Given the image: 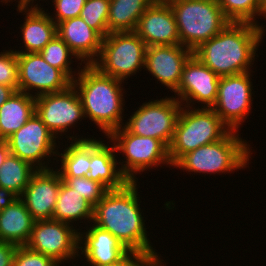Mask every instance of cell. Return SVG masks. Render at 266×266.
I'll list each match as a JSON object with an SVG mask.
<instances>
[{
    "label": "cell",
    "mask_w": 266,
    "mask_h": 266,
    "mask_svg": "<svg viewBox=\"0 0 266 266\" xmlns=\"http://www.w3.org/2000/svg\"><path fill=\"white\" fill-rule=\"evenodd\" d=\"M137 186V181H129L123 188L108 190L94 206L92 223L109 231L129 251L159 255L147 235Z\"/></svg>",
    "instance_id": "obj_1"
},
{
    "label": "cell",
    "mask_w": 266,
    "mask_h": 266,
    "mask_svg": "<svg viewBox=\"0 0 266 266\" xmlns=\"http://www.w3.org/2000/svg\"><path fill=\"white\" fill-rule=\"evenodd\" d=\"M265 26L247 22H229L216 36L203 42L193 54L218 76L251 70L256 52L265 35Z\"/></svg>",
    "instance_id": "obj_2"
},
{
    "label": "cell",
    "mask_w": 266,
    "mask_h": 266,
    "mask_svg": "<svg viewBox=\"0 0 266 266\" xmlns=\"http://www.w3.org/2000/svg\"><path fill=\"white\" fill-rule=\"evenodd\" d=\"M72 84L80 96L85 119L89 118L105 136L124 125V81L90 64L81 68Z\"/></svg>",
    "instance_id": "obj_3"
},
{
    "label": "cell",
    "mask_w": 266,
    "mask_h": 266,
    "mask_svg": "<svg viewBox=\"0 0 266 266\" xmlns=\"http://www.w3.org/2000/svg\"><path fill=\"white\" fill-rule=\"evenodd\" d=\"M238 131L231 130L223 139L184 154L172 167L196 174H228L244 169L252 155L250 144ZM248 163V164H247Z\"/></svg>",
    "instance_id": "obj_4"
},
{
    "label": "cell",
    "mask_w": 266,
    "mask_h": 266,
    "mask_svg": "<svg viewBox=\"0 0 266 266\" xmlns=\"http://www.w3.org/2000/svg\"><path fill=\"white\" fill-rule=\"evenodd\" d=\"M175 16L180 45L194 51L230 22L217 0H166Z\"/></svg>",
    "instance_id": "obj_5"
},
{
    "label": "cell",
    "mask_w": 266,
    "mask_h": 266,
    "mask_svg": "<svg viewBox=\"0 0 266 266\" xmlns=\"http://www.w3.org/2000/svg\"><path fill=\"white\" fill-rule=\"evenodd\" d=\"M182 106L168 147L172 166L186 153L223 139L231 129L212 108Z\"/></svg>",
    "instance_id": "obj_6"
},
{
    "label": "cell",
    "mask_w": 266,
    "mask_h": 266,
    "mask_svg": "<svg viewBox=\"0 0 266 266\" xmlns=\"http://www.w3.org/2000/svg\"><path fill=\"white\" fill-rule=\"evenodd\" d=\"M106 138L114 144L116 153L124 154L123 159L126 160H120L118 164L119 167L121 164L120 170L130 182H138L137 173L150 171L151 168L161 165L172 166L168 147L159 139L135 135L124 125Z\"/></svg>",
    "instance_id": "obj_7"
},
{
    "label": "cell",
    "mask_w": 266,
    "mask_h": 266,
    "mask_svg": "<svg viewBox=\"0 0 266 266\" xmlns=\"http://www.w3.org/2000/svg\"><path fill=\"white\" fill-rule=\"evenodd\" d=\"M146 48L135 32L109 33L103 38L100 54L92 65L105 75L126 81L144 69Z\"/></svg>",
    "instance_id": "obj_8"
},
{
    "label": "cell",
    "mask_w": 266,
    "mask_h": 266,
    "mask_svg": "<svg viewBox=\"0 0 266 266\" xmlns=\"http://www.w3.org/2000/svg\"><path fill=\"white\" fill-rule=\"evenodd\" d=\"M182 106L175 96L144 102L124 126L135 135L159 139L169 147Z\"/></svg>",
    "instance_id": "obj_9"
},
{
    "label": "cell",
    "mask_w": 266,
    "mask_h": 266,
    "mask_svg": "<svg viewBox=\"0 0 266 266\" xmlns=\"http://www.w3.org/2000/svg\"><path fill=\"white\" fill-rule=\"evenodd\" d=\"M56 140L58 139L36 113L18 131L6 139L10 153L28 162L37 170L53 168L49 164L52 162L51 160L54 164L56 158L52 159V157H56L58 148H60L57 146Z\"/></svg>",
    "instance_id": "obj_10"
},
{
    "label": "cell",
    "mask_w": 266,
    "mask_h": 266,
    "mask_svg": "<svg viewBox=\"0 0 266 266\" xmlns=\"http://www.w3.org/2000/svg\"><path fill=\"white\" fill-rule=\"evenodd\" d=\"M76 225L46 219L35 220L26 244L30 250L52 258L58 264L82 257L78 253L79 230ZM63 262V263H62Z\"/></svg>",
    "instance_id": "obj_11"
},
{
    "label": "cell",
    "mask_w": 266,
    "mask_h": 266,
    "mask_svg": "<svg viewBox=\"0 0 266 266\" xmlns=\"http://www.w3.org/2000/svg\"><path fill=\"white\" fill-rule=\"evenodd\" d=\"M35 113L58 138L59 144L62 134L67 135L70 128L85 119L80 96L73 84L63 91L36 97Z\"/></svg>",
    "instance_id": "obj_12"
},
{
    "label": "cell",
    "mask_w": 266,
    "mask_h": 266,
    "mask_svg": "<svg viewBox=\"0 0 266 266\" xmlns=\"http://www.w3.org/2000/svg\"><path fill=\"white\" fill-rule=\"evenodd\" d=\"M251 72L220 77L217 99L212 109L233 131L239 132L252 109L254 86Z\"/></svg>",
    "instance_id": "obj_13"
},
{
    "label": "cell",
    "mask_w": 266,
    "mask_h": 266,
    "mask_svg": "<svg viewBox=\"0 0 266 266\" xmlns=\"http://www.w3.org/2000/svg\"><path fill=\"white\" fill-rule=\"evenodd\" d=\"M17 59L20 92L36 98L63 91L72 85V81L61 70L48 64L40 53H17Z\"/></svg>",
    "instance_id": "obj_14"
},
{
    "label": "cell",
    "mask_w": 266,
    "mask_h": 266,
    "mask_svg": "<svg viewBox=\"0 0 266 266\" xmlns=\"http://www.w3.org/2000/svg\"><path fill=\"white\" fill-rule=\"evenodd\" d=\"M219 81L220 76L193 54L184 65L180 83L174 91L175 98L183 106L194 108V103H201V108H212L217 99Z\"/></svg>",
    "instance_id": "obj_15"
},
{
    "label": "cell",
    "mask_w": 266,
    "mask_h": 266,
    "mask_svg": "<svg viewBox=\"0 0 266 266\" xmlns=\"http://www.w3.org/2000/svg\"><path fill=\"white\" fill-rule=\"evenodd\" d=\"M193 51L182 45L148 46L145 53L144 70L174 92L181 80L185 63Z\"/></svg>",
    "instance_id": "obj_16"
},
{
    "label": "cell",
    "mask_w": 266,
    "mask_h": 266,
    "mask_svg": "<svg viewBox=\"0 0 266 266\" xmlns=\"http://www.w3.org/2000/svg\"><path fill=\"white\" fill-rule=\"evenodd\" d=\"M134 32L147 47L180 44L175 16L166 0H155L139 18Z\"/></svg>",
    "instance_id": "obj_17"
},
{
    "label": "cell",
    "mask_w": 266,
    "mask_h": 266,
    "mask_svg": "<svg viewBox=\"0 0 266 266\" xmlns=\"http://www.w3.org/2000/svg\"><path fill=\"white\" fill-rule=\"evenodd\" d=\"M54 169L37 170L20 197L35 220L53 218L58 192L63 181L59 172Z\"/></svg>",
    "instance_id": "obj_18"
},
{
    "label": "cell",
    "mask_w": 266,
    "mask_h": 266,
    "mask_svg": "<svg viewBox=\"0 0 266 266\" xmlns=\"http://www.w3.org/2000/svg\"><path fill=\"white\" fill-rule=\"evenodd\" d=\"M89 227L87 231L80 229L78 243V254L83 255L88 266L116 263L129 252L109 231L93 223Z\"/></svg>",
    "instance_id": "obj_19"
},
{
    "label": "cell",
    "mask_w": 266,
    "mask_h": 266,
    "mask_svg": "<svg viewBox=\"0 0 266 266\" xmlns=\"http://www.w3.org/2000/svg\"><path fill=\"white\" fill-rule=\"evenodd\" d=\"M57 35L85 65L93 64L97 60L103 37L80 16L58 23Z\"/></svg>",
    "instance_id": "obj_20"
},
{
    "label": "cell",
    "mask_w": 266,
    "mask_h": 266,
    "mask_svg": "<svg viewBox=\"0 0 266 266\" xmlns=\"http://www.w3.org/2000/svg\"><path fill=\"white\" fill-rule=\"evenodd\" d=\"M115 152L114 144L109 146L104 140L90 139V169L87 177L100 182L107 190L123 188L129 182L120 170Z\"/></svg>",
    "instance_id": "obj_21"
},
{
    "label": "cell",
    "mask_w": 266,
    "mask_h": 266,
    "mask_svg": "<svg viewBox=\"0 0 266 266\" xmlns=\"http://www.w3.org/2000/svg\"><path fill=\"white\" fill-rule=\"evenodd\" d=\"M24 13L25 20L21 26L23 40L22 50H14L16 53H39L56 35L57 24L49 16L45 8L17 9ZM25 47V48H24ZM24 48V49H23Z\"/></svg>",
    "instance_id": "obj_22"
},
{
    "label": "cell",
    "mask_w": 266,
    "mask_h": 266,
    "mask_svg": "<svg viewBox=\"0 0 266 266\" xmlns=\"http://www.w3.org/2000/svg\"><path fill=\"white\" fill-rule=\"evenodd\" d=\"M34 222L35 219L27 210L25 203L18 197L0 211V241L26 246Z\"/></svg>",
    "instance_id": "obj_23"
},
{
    "label": "cell",
    "mask_w": 266,
    "mask_h": 266,
    "mask_svg": "<svg viewBox=\"0 0 266 266\" xmlns=\"http://www.w3.org/2000/svg\"><path fill=\"white\" fill-rule=\"evenodd\" d=\"M35 113V97L15 91L0 106V139L6 140L18 131Z\"/></svg>",
    "instance_id": "obj_24"
},
{
    "label": "cell",
    "mask_w": 266,
    "mask_h": 266,
    "mask_svg": "<svg viewBox=\"0 0 266 266\" xmlns=\"http://www.w3.org/2000/svg\"><path fill=\"white\" fill-rule=\"evenodd\" d=\"M68 135L62 138L67 137V140L70 139L72 142L61 153L57 151L56 163H59L58 159H60L61 168L58 169L56 166L55 168L61 177H85L90 169V139L92 138Z\"/></svg>",
    "instance_id": "obj_25"
},
{
    "label": "cell",
    "mask_w": 266,
    "mask_h": 266,
    "mask_svg": "<svg viewBox=\"0 0 266 266\" xmlns=\"http://www.w3.org/2000/svg\"><path fill=\"white\" fill-rule=\"evenodd\" d=\"M93 216L94 206L62 181L52 219L74 227V223L83 219L92 223Z\"/></svg>",
    "instance_id": "obj_26"
},
{
    "label": "cell",
    "mask_w": 266,
    "mask_h": 266,
    "mask_svg": "<svg viewBox=\"0 0 266 266\" xmlns=\"http://www.w3.org/2000/svg\"><path fill=\"white\" fill-rule=\"evenodd\" d=\"M155 0H110L108 31L134 32L139 18Z\"/></svg>",
    "instance_id": "obj_27"
},
{
    "label": "cell",
    "mask_w": 266,
    "mask_h": 266,
    "mask_svg": "<svg viewBox=\"0 0 266 266\" xmlns=\"http://www.w3.org/2000/svg\"><path fill=\"white\" fill-rule=\"evenodd\" d=\"M36 171L31 164L9 153L0 167V188L10 190L17 197H21Z\"/></svg>",
    "instance_id": "obj_28"
},
{
    "label": "cell",
    "mask_w": 266,
    "mask_h": 266,
    "mask_svg": "<svg viewBox=\"0 0 266 266\" xmlns=\"http://www.w3.org/2000/svg\"><path fill=\"white\" fill-rule=\"evenodd\" d=\"M39 53L48 64L61 70L71 81L74 80L79 74V70H81L80 66L82 62H79L77 66L79 68L77 70L78 72L73 71L74 68L70 66L74 62L72 59L75 58L78 61L80 60L58 35H56Z\"/></svg>",
    "instance_id": "obj_29"
},
{
    "label": "cell",
    "mask_w": 266,
    "mask_h": 266,
    "mask_svg": "<svg viewBox=\"0 0 266 266\" xmlns=\"http://www.w3.org/2000/svg\"><path fill=\"white\" fill-rule=\"evenodd\" d=\"M217 2L230 22L260 25L256 20L257 16H260V0H217Z\"/></svg>",
    "instance_id": "obj_30"
},
{
    "label": "cell",
    "mask_w": 266,
    "mask_h": 266,
    "mask_svg": "<svg viewBox=\"0 0 266 266\" xmlns=\"http://www.w3.org/2000/svg\"><path fill=\"white\" fill-rule=\"evenodd\" d=\"M109 8L110 0H87L79 16L105 38L109 34Z\"/></svg>",
    "instance_id": "obj_31"
},
{
    "label": "cell",
    "mask_w": 266,
    "mask_h": 266,
    "mask_svg": "<svg viewBox=\"0 0 266 266\" xmlns=\"http://www.w3.org/2000/svg\"><path fill=\"white\" fill-rule=\"evenodd\" d=\"M63 182L95 206L108 191L100 182L85 177H61Z\"/></svg>",
    "instance_id": "obj_32"
},
{
    "label": "cell",
    "mask_w": 266,
    "mask_h": 266,
    "mask_svg": "<svg viewBox=\"0 0 266 266\" xmlns=\"http://www.w3.org/2000/svg\"><path fill=\"white\" fill-rule=\"evenodd\" d=\"M0 84L18 91V59L13 49L0 52Z\"/></svg>",
    "instance_id": "obj_33"
},
{
    "label": "cell",
    "mask_w": 266,
    "mask_h": 266,
    "mask_svg": "<svg viewBox=\"0 0 266 266\" xmlns=\"http://www.w3.org/2000/svg\"><path fill=\"white\" fill-rule=\"evenodd\" d=\"M52 258L30 250L26 246H17L13 266H58Z\"/></svg>",
    "instance_id": "obj_34"
},
{
    "label": "cell",
    "mask_w": 266,
    "mask_h": 266,
    "mask_svg": "<svg viewBox=\"0 0 266 266\" xmlns=\"http://www.w3.org/2000/svg\"><path fill=\"white\" fill-rule=\"evenodd\" d=\"M87 0H52L53 7L56 13H49L51 19L56 23H60L67 19L75 18L80 15V12Z\"/></svg>",
    "instance_id": "obj_35"
},
{
    "label": "cell",
    "mask_w": 266,
    "mask_h": 266,
    "mask_svg": "<svg viewBox=\"0 0 266 266\" xmlns=\"http://www.w3.org/2000/svg\"><path fill=\"white\" fill-rule=\"evenodd\" d=\"M160 256L161 255L129 251L120 261L116 263L97 266H166V263H162L164 260L161 259Z\"/></svg>",
    "instance_id": "obj_36"
},
{
    "label": "cell",
    "mask_w": 266,
    "mask_h": 266,
    "mask_svg": "<svg viewBox=\"0 0 266 266\" xmlns=\"http://www.w3.org/2000/svg\"><path fill=\"white\" fill-rule=\"evenodd\" d=\"M17 245L0 241V266H13Z\"/></svg>",
    "instance_id": "obj_37"
},
{
    "label": "cell",
    "mask_w": 266,
    "mask_h": 266,
    "mask_svg": "<svg viewBox=\"0 0 266 266\" xmlns=\"http://www.w3.org/2000/svg\"><path fill=\"white\" fill-rule=\"evenodd\" d=\"M18 197L12 193L10 190L5 188H0V211L8 207L13 203Z\"/></svg>",
    "instance_id": "obj_38"
},
{
    "label": "cell",
    "mask_w": 266,
    "mask_h": 266,
    "mask_svg": "<svg viewBox=\"0 0 266 266\" xmlns=\"http://www.w3.org/2000/svg\"><path fill=\"white\" fill-rule=\"evenodd\" d=\"M16 1V0H14ZM13 0H4L3 3L5 2V4H8V2H14ZM34 1L37 0H17L16 2H18L17 4V9H33V8H41V4L38 5V3H36L35 5L33 4ZM41 1V0H40Z\"/></svg>",
    "instance_id": "obj_39"
},
{
    "label": "cell",
    "mask_w": 266,
    "mask_h": 266,
    "mask_svg": "<svg viewBox=\"0 0 266 266\" xmlns=\"http://www.w3.org/2000/svg\"><path fill=\"white\" fill-rule=\"evenodd\" d=\"M15 92L12 87L0 84V106Z\"/></svg>",
    "instance_id": "obj_40"
},
{
    "label": "cell",
    "mask_w": 266,
    "mask_h": 266,
    "mask_svg": "<svg viewBox=\"0 0 266 266\" xmlns=\"http://www.w3.org/2000/svg\"><path fill=\"white\" fill-rule=\"evenodd\" d=\"M10 153L9 146L6 140L0 139V167L5 162L6 157Z\"/></svg>",
    "instance_id": "obj_41"
},
{
    "label": "cell",
    "mask_w": 266,
    "mask_h": 266,
    "mask_svg": "<svg viewBox=\"0 0 266 266\" xmlns=\"http://www.w3.org/2000/svg\"><path fill=\"white\" fill-rule=\"evenodd\" d=\"M266 20V0H260V17Z\"/></svg>",
    "instance_id": "obj_42"
}]
</instances>
